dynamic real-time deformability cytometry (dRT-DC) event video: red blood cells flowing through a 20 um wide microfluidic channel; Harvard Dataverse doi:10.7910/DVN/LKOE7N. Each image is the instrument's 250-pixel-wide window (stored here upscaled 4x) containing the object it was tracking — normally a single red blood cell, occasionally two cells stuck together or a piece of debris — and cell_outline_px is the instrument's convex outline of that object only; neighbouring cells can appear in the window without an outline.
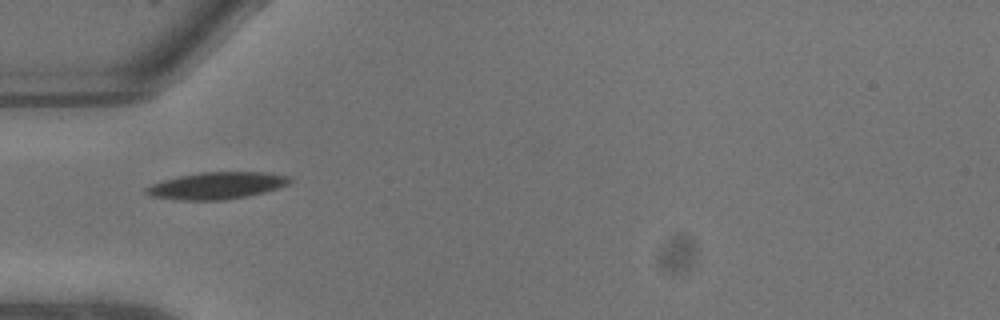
{"species": "common noctule bat (a hibernating species)", "species_latin": "Nyctalus noctula", "temperature_condition": "warm", "stored_images_in_passage": 2, "camera_frame_rate_fps": 3000, "um_per_image_px": 0.085, "animal": {"sex": "male", "body_mass_g": 13.3}, "frame": {"image": 1, "passage_image": 1, "time_ms": 0.0, "image_size_px": [1000, 320], "cell_outline_px": [[292, 180], [288, 184], [264, 192], [248, 196], [224, 200], [184, 200], [152, 196], [144, 192], [144, 188], [160, 180], [200, 172], [268, 172], [292, 176]], "centroid_in_image_um": [18.44, 15.76], "position_along_channel_um": 66.6, "area_um2": 22.6}}